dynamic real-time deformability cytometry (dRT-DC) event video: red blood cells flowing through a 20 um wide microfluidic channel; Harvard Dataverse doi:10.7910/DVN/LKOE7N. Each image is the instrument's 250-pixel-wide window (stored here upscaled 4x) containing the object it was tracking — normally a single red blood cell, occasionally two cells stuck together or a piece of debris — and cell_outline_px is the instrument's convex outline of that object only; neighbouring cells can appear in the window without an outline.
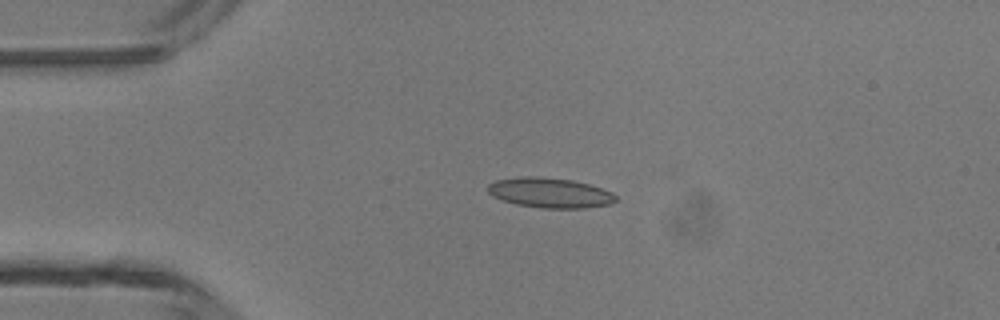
{"species": "common noctule bat (a hibernating species)", "species_latin": "Nyctalus noctula", "temperature_condition": "room temperature", "stored_images_in_passage": 3, "camera_frame_rate_fps": 3000, "um_per_image_px": 0.085, "animal": {"sex": "male", "body_mass_g": 13.3}, "frame": {"image": 1, "passage_image": 2, "time_ms": 2.0, "image_size_px": [1000, 320], "cell_outline_px": [[616, 200], [612, 204], [584, 208], [540, 208], [516, 204], [500, 200], [492, 196], [488, 192], [488, 184], [496, 180], [520, 176], [536, 176], [572, 180], [588, 184], [612, 192], [616, 196]], "centroid_in_image_um": [46.71, 16.39], "position_along_channel_um": 38.3, "area_um2": 22.48}}